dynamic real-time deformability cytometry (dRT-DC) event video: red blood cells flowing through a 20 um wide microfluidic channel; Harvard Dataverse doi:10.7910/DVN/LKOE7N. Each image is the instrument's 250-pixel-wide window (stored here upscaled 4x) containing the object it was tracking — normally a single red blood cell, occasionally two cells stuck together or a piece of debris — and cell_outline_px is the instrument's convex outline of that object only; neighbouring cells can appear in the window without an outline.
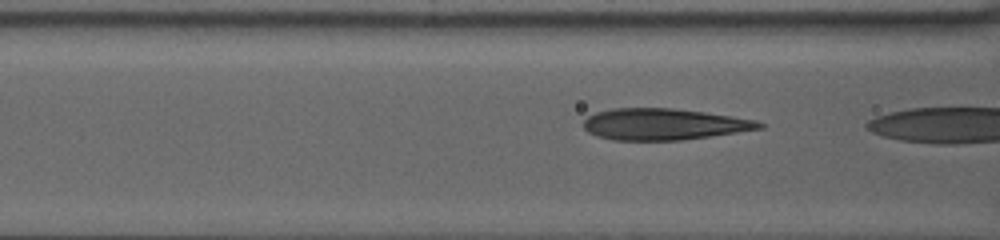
{"species": "human", "species_latin": "Homo sapiens", "temperature_condition": "warm", "stored_images_in_passage": 34, "segment_of_instrument_passage": [2, 2], "camera_frame_rate_fps": 3000, "um_per_image_px": 0.085, "donor": {"sex": "female"}, "frame": {"image": 1, "passage_image": 33, "time_ms": 10.667, "image_size_px": [1000, 240], "cell_outline_px": [[764, 128], [680, 140], [612, 140], [596, 136], [588, 132], [584, 128], [584, 120], [588, 116], [596, 112], [612, 108], [672, 108], [704, 112], [732, 116], [756, 120], [764, 124]], "centroid_in_image_um": [56.39, 10.55], "position_along_channel_um": 110.2, "area_um2": 32.02}}